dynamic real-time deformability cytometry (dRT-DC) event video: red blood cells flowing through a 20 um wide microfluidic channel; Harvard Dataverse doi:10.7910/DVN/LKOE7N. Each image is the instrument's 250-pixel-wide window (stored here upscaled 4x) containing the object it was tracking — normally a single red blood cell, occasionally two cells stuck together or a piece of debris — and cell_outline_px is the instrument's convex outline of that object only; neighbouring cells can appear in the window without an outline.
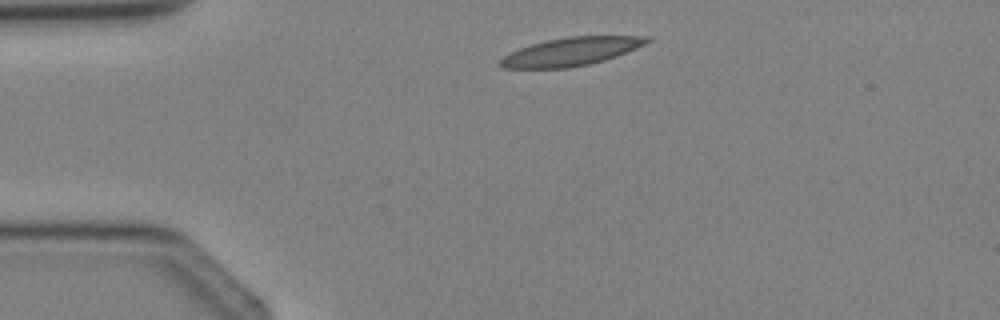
{"species": "Egyptian fruit bat (a non-hibernating species)", "species_latin": "Rousettus aegyptiacus", "temperature_condition": "cold", "stored_images_in_passage": 2, "camera_frame_rate_fps": 3000, "um_per_image_px": 0.085, "animal": {"sex": "female"}, "frame": {"image": 1, "passage_image": 1, "time_ms": 0.0, "image_size_px": [1000, 320], "cell_outline_px": [[652, 40], [636, 48], [616, 56], [604, 60], [588, 64], [568, 68], [504, 68], [496, 64], [508, 52], [532, 44], [548, 40], [568, 36], [652, 36]], "centroid_in_image_um": [48.52, 4.38], "position_along_channel_um": 36.5, "area_um2": 24.04}}